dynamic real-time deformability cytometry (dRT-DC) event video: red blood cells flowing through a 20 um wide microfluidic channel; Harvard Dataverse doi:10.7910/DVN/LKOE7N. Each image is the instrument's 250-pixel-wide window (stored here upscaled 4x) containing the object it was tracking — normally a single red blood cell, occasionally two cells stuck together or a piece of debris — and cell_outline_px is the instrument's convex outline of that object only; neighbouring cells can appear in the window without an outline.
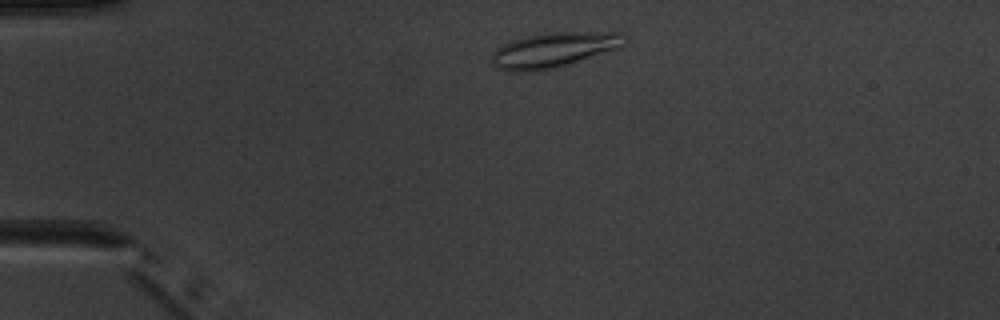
{"species": "common noctule bat (a hibernating species)", "species_latin": "Nyctalus noctula", "temperature_condition": "warm", "stored_images_in_passage": 2, "camera_frame_rate_fps": 3000, "um_per_image_px": 0.085, "animal": {"sex": "male", "body_mass_g": 20.1, "forearm_length_mm": 53.5}, "frame": {"image": 1, "passage_image": 1, "time_ms": 0.0, "image_size_px": [1000, 320], "cell_outline_px": [[628, 36], [624, 44], [620, 48], [552, 68], [536, 72], [504, 72], [496, 68], [492, 64], [492, 52], [496, 48], [512, 40], [528, 36], [548, 32], [620, 32]], "centroid_in_image_um": [47.04, 4.25], "position_along_channel_um": 38.0, "area_um2": 27.22}}